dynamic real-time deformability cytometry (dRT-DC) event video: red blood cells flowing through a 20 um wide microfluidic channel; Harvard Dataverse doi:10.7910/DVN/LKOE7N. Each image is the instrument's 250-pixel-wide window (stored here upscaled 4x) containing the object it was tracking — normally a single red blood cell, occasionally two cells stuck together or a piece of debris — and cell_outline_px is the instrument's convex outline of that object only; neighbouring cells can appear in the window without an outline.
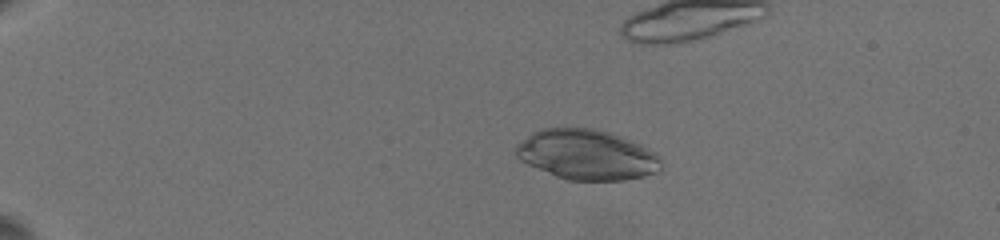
{"species": "common noctule bat (a hibernating species)", "species_latin": "Nyctalus noctula", "temperature_condition": "warm", "stored_images_in_passage": 39, "camera_frame_rate_fps": 3000, "um_per_image_px": 0.085, "animal": {"sex": "female", "body_mass_g": 19.5, "forearm_length_mm": 54.1}, "frame": {"image": 1, "passage_image": 8, "time_ms": 4.333, "image_size_px": [1000, 240], "cell_outline_px": [[660, 172], [644, 176], [624, 180], [568, 180], [556, 176], [528, 164], [520, 160], [516, 156], [516, 148], [532, 132], [544, 128], [592, 128], [608, 132], [632, 140], [656, 152], [660, 160]], "centroid_in_image_um": [49.92, 13.16], "position_along_channel_um": 35.1, "area_um2": 42.14}}
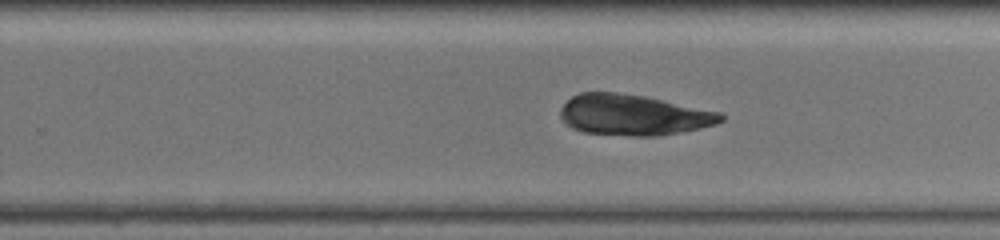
{"frame": {"image": 2, "passage_image": 25, "time_ms": 13.667, "image_size_px": [1000, 240], "cell_outline_px": [[724, 120], [716, 124], [700, 128], [660, 136], [632, 136], [584, 132], [572, 128], [560, 116], [560, 108], [572, 96], [580, 92], [616, 92], [644, 96], [720, 112], [724, 116]], "centroid_in_image_um": [53.84, 9.77], "position_along_channel_um": 276.0, "area_um2": 37.97}}
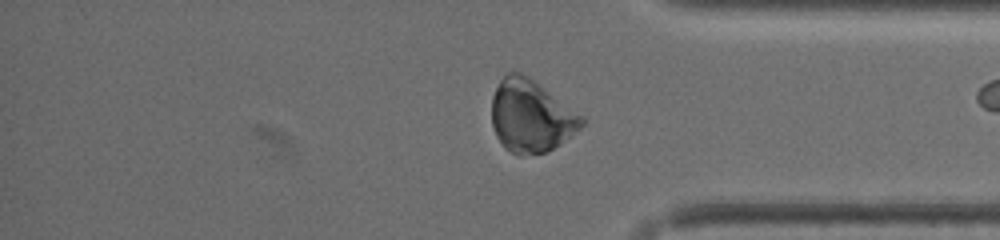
{"frame": {"image": 3, "passage_image": 37, "time_ms": 17.0, "image_size_px": [1000, 240], "cell_outline_px": [[584, 124], [580, 128], [560, 144], [544, 152], [520, 156], [504, 148], [496, 136], [492, 124], [492, 96], [500, 80], [508, 72], [520, 72], [528, 76], [584, 116]], "centroid_in_image_um": [45.12, 9.87], "position_along_channel_um": 390.1, "area_um2": 37.8}}